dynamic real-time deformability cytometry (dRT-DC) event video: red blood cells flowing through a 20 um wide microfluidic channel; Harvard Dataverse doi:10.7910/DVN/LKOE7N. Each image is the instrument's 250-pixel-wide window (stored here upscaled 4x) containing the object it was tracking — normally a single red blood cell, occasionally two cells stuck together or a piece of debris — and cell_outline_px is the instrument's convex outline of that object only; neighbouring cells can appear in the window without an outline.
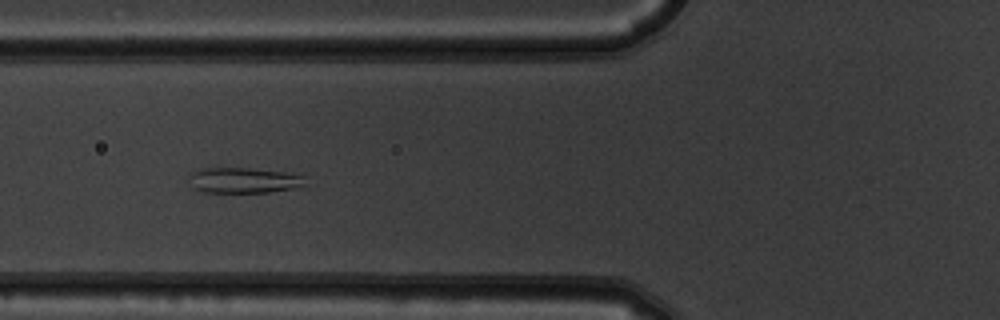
{"species": "common noctule bat (a hibernating species)", "species_latin": "Nyctalus noctula", "temperature_condition": "warm", "stored_images_in_passage": 8, "camera_frame_rate_fps": 3000, "um_per_image_px": 0.085, "animal": {"sex": "male", "body_mass_g": 19.5, "forearm_length_mm": 54.6}, "frame": {"image": 1, "passage_image": 6, "time_ms": 1.667, "image_size_px": [1000, 320], "cell_outline_px": [[304, 184], [292, 188], [268, 192], [204, 192], [196, 188], [188, 176], [188, 172], [204, 168], [248, 168], [280, 172], [304, 176]], "centroid_in_image_um": [20.65, 15.32], "position_along_channel_um": 105.1, "area_um2": 16.82}}